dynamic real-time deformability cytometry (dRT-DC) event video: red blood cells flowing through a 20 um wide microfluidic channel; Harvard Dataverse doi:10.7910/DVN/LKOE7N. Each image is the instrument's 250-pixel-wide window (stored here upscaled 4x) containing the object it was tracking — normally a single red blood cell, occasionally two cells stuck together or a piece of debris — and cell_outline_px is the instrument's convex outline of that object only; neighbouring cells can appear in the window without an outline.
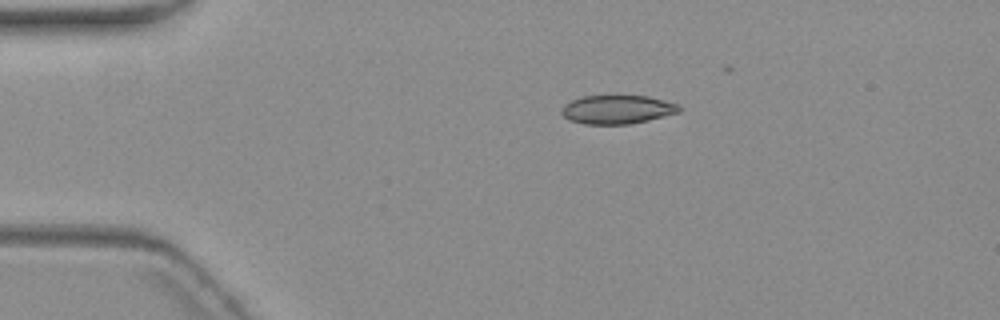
{"species": "common noctule bat (a hibernating species)", "species_latin": "Nyctalus noctula", "temperature_condition": "warm", "stored_images_in_passage": 4, "camera_frame_rate_fps": 3000, "um_per_image_px": 0.085, "animal": {"sex": "female", "body_mass_g": 19.3, "forearm_length_mm": 54.1}, "frame": {"image": 1, "passage_image": 1, "time_ms": 0.0, "image_size_px": [1000, 320], "cell_outline_px": [[680, 112], [648, 120], [628, 124], [584, 124], [568, 120], [560, 112], [564, 104], [572, 100], [584, 96], [648, 96], [680, 104]], "centroid_in_image_um": [52.46, 9.31], "position_along_channel_um": 32.5, "area_um2": 19.65}}
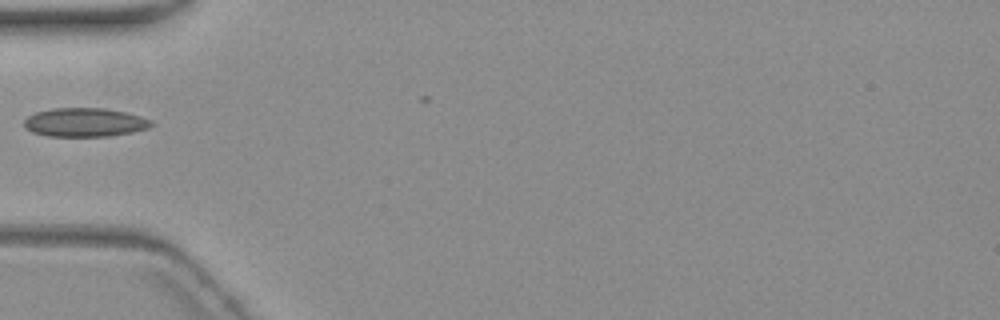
{"frame": {"image": 2, "passage_image": 3, "time_ms": 2.667, "image_size_px": [1000, 320], "cell_outline_px": [[156, 124], [148, 128], [132, 132], [108, 136], [48, 136], [32, 132], [24, 128], [24, 120], [28, 116], [36, 112], [52, 108], [104, 108], [124, 112], [140, 116], [152, 120]], "centroid_in_image_um": [7.21, 10.4], "position_along_channel_um": 77.8, "area_um2": 21.39}}
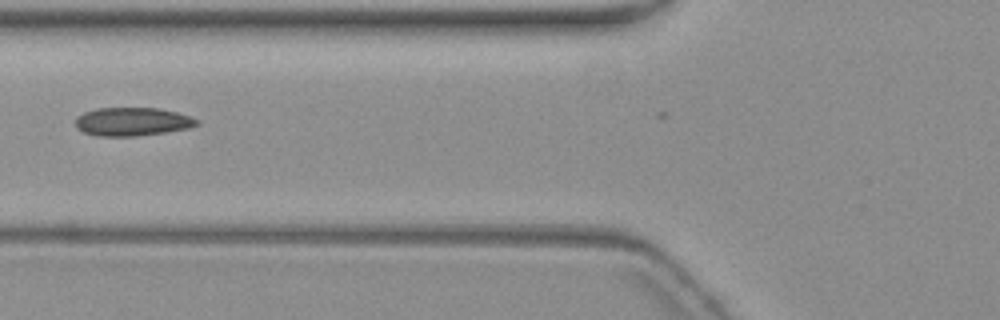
{"frame": {"image": 3, "passage_image": 4, "time_ms": 3.667, "image_size_px": [1000, 320], "cell_outline_px": [[200, 124], [188, 128], [164, 132], [136, 136], [96, 136], [84, 132], [76, 128], [76, 116], [84, 112], [96, 108], [160, 108], [176, 112], [200, 120]], "centroid_in_image_um": [11.23, 10.34], "position_along_channel_um": 114.6, "area_um2": 20.11}}